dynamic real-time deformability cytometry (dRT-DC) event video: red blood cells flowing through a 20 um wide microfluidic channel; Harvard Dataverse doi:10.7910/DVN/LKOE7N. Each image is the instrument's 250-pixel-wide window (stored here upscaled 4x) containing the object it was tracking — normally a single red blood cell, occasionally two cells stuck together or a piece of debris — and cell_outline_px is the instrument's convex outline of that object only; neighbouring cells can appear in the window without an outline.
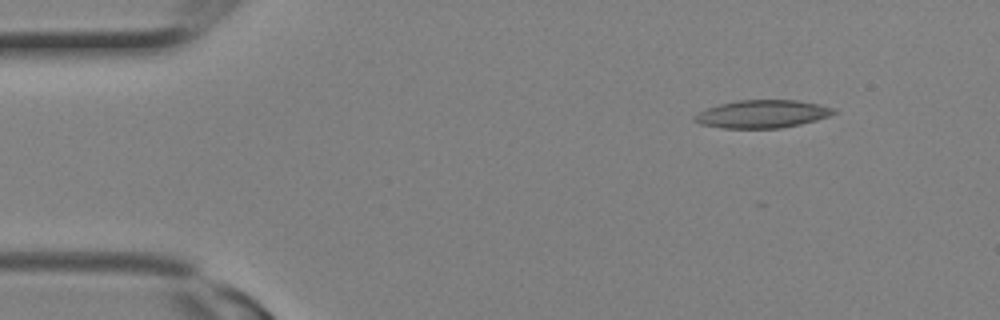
{"species": "Egyptian fruit bat (a non-hibernating species)", "species_latin": "Rousettus aegyptiacus", "temperature_condition": "room temperature", "stored_images_in_passage": 3, "camera_frame_rate_fps": 3000, "um_per_image_px": 0.085, "animal": {"sex": "female"}, "frame": {"image": 1, "passage_image": 3, "time_ms": 0.667, "image_size_px": [1000, 320], "cell_outline_px": [[836, 112], [828, 116], [816, 120], [800, 124], [780, 128], [724, 128], [700, 124], [692, 120], [692, 116], [708, 108], [720, 104], [740, 100], [796, 100], [820, 104], [836, 108]], "centroid_in_image_um": [64.8, 9.69], "position_along_channel_um": 20.2, "area_um2": 22.54}}